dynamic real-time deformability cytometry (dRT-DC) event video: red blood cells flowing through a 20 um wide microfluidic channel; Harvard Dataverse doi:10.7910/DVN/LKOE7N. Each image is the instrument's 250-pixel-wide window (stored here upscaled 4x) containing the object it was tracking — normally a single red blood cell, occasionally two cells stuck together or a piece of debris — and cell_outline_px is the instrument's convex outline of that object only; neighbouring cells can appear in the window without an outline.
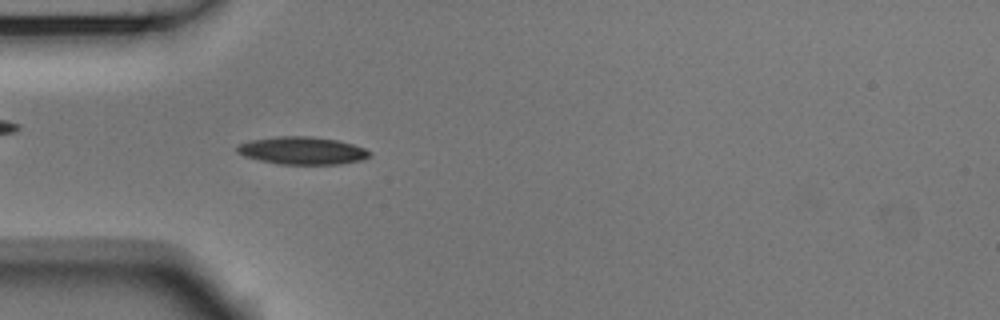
{"species": "Egyptian fruit bat (a non-hibernating species)", "species_latin": "Rousettus aegyptiacus", "temperature_condition": "room temperature", "stored_images_in_passage": 38, "camera_frame_rate_fps": 3000, "um_per_image_px": 0.085, "animal": {"sex": "male"}, "frame": {"image": 1, "passage_image": 6, "time_ms": 1.667, "image_size_px": [1000, 320], "cell_outline_px": [[372, 156], [360, 160], [340, 164], [280, 164], [260, 160], [244, 156], [236, 152], [236, 148], [240, 144], [252, 140], [276, 136], [312, 136], [336, 140], [352, 144], [364, 148], [372, 152]], "centroid_in_image_um": [25.71, 12.8], "position_along_channel_um": 59.3, "area_um2": 21.27}}
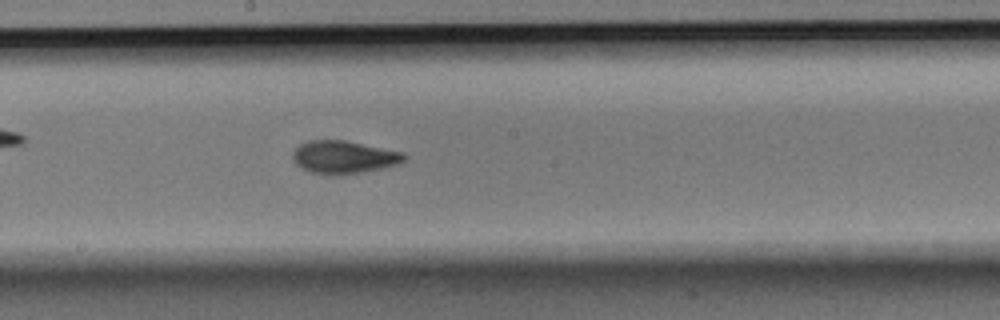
{"frame": {"image": 2, "passage_image": 19, "time_ms": 6.0, "image_size_px": [1000, 320], "cell_outline_px": [[408, 156], [400, 164], [364, 172], [336, 176], [328, 176], [308, 172], [296, 164], [292, 160], [292, 152], [300, 144], [308, 140], [344, 140], [404, 152]], "centroid_in_image_um": [29.21, 13.38], "position_along_channel_um": 219.0, "area_um2": 21.79}}
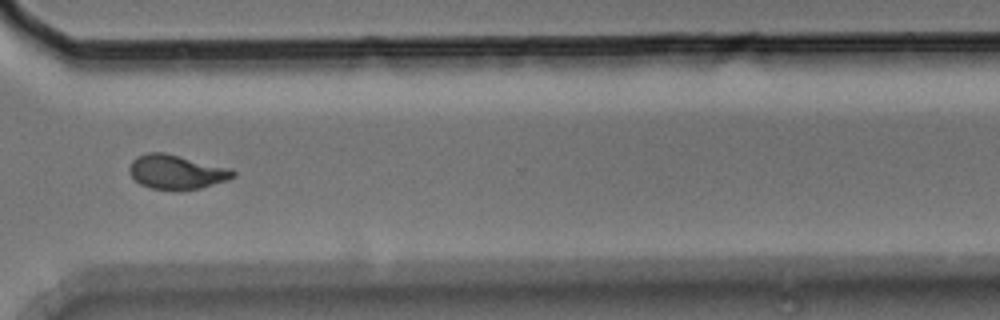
{"frame": {"image": 3, "passage_image": 30, "time_ms": 9.667, "image_size_px": [1000, 320], "cell_outline_px": [[236, 176], [228, 180], [200, 188], [180, 192], [172, 192], [152, 188], [140, 184], [132, 176], [128, 168], [132, 160], [136, 156], [148, 152], [164, 152], [232, 168], [236, 172]], "centroid_in_image_um": [15.02, 14.63], "position_along_channel_um": 355.6, "area_um2": 21.27}, "authors_computed_cell_mechanics": {"area_um2": 20.5768, "velocity_mm_per_s": 3.73, "shape_relaxation_time_tau1_ms": 4.1698, "shape_relaxation_time_tau2_ms": 1.8772, "deformation_change_tau1": 0.1494, "deformation_change_tau2": 0.0756}}